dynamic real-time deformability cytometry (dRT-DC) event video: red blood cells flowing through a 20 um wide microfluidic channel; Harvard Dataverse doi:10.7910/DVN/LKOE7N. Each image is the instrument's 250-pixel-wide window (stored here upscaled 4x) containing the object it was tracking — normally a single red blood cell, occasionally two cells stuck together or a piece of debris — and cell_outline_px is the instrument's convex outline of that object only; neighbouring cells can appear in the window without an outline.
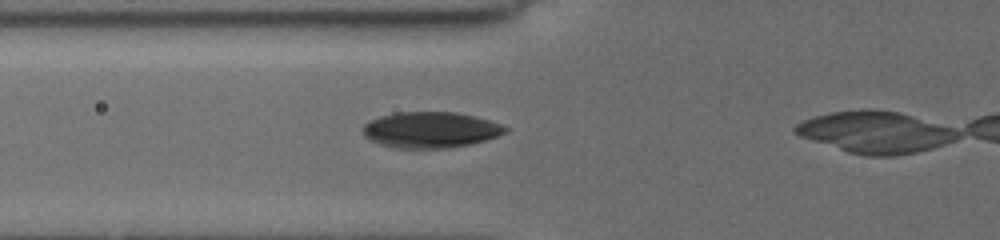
{"species": "common noctule bat (a hibernating species)", "species_latin": "Nyctalus noctula", "temperature_condition": "cold", "stored_images_in_passage": 10, "camera_frame_rate_fps": 3000, "um_per_image_px": 0.085, "animal": {"sex": "female", "body_mass_g": 19.5, "forearm_length_mm": 54.1}, "frame": {"image": 1, "passage_image": 2, "time_ms": 0.333, "image_size_px": [1000, 240], "cell_outline_px": [[508, 132], [484, 140], [468, 144], [448, 148], [392, 148], [368, 140], [364, 136], [360, 128], [364, 124], [380, 116], [396, 112], [456, 112], [488, 120], [500, 124], [508, 128]], "centroid_in_image_um": [36.53, 11.04], "position_along_channel_um": 89.3, "area_um2": 29.82}}
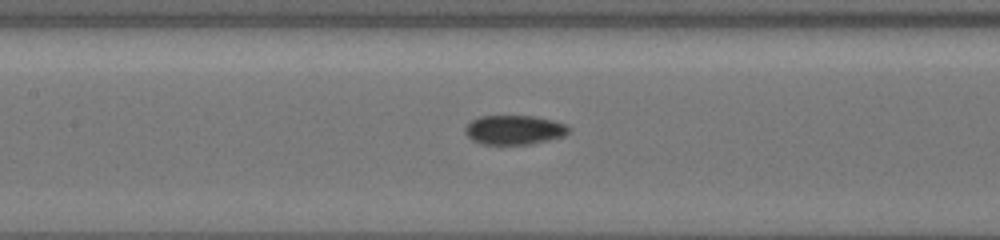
{"frame": {"image": 2, "passage_image": 6, "time_ms": 1.0, "image_size_px": [1000, 240], "cell_outline_px": [[572, 128], [564, 136], [532, 144], [480, 144], [472, 140], [464, 132], [464, 128], [472, 120], [480, 116], [532, 116], [552, 120], [564, 124]], "centroid_in_image_um": [43.7, 11.04], "position_along_channel_um": 163.7, "area_um2": 17.69}}